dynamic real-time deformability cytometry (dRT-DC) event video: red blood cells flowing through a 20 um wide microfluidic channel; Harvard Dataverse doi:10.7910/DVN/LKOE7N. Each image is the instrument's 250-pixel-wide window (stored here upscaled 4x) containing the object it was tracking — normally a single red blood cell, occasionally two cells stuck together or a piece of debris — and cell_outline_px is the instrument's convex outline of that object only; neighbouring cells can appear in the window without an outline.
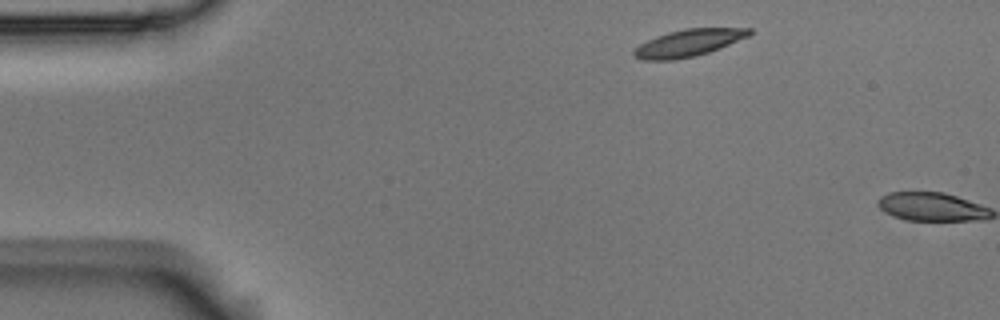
{"species": "Egyptian fruit bat (a non-hibernating species)", "species_latin": "Rousettus aegyptiacus", "temperature_condition": "room temperature", "stored_images_in_passage": 2, "camera_frame_rate_fps": 3000, "um_per_image_px": 0.085, "animal": {"sex": "male"}, "frame": {"image": 1, "passage_image": 1, "time_ms": 0.0, "image_size_px": [1000, 320], "cell_outline_px": [[752, 32], [748, 36], [720, 48], [708, 52], [692, 56], [672, 60], [640, 60], [632, 56], [632, 52], [640, 44], [656, 36], [668, 32], [684, 28], [752, 28]], "centroid_in_image_um": [58.48, 3.64], "position_along_channel_um": 26.5, "area_um2": 18.09}}